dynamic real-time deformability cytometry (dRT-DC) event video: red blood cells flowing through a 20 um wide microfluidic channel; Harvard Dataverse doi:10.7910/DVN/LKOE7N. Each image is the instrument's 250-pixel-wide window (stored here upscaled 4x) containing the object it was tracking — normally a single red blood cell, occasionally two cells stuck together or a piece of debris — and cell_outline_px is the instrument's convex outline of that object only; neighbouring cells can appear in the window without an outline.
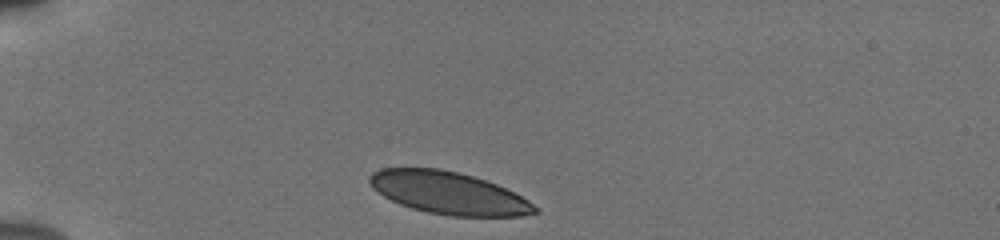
{"species": "human", "species_latin": "Homo sapiens", "temperature_condition": "cold", "stored_images_in_passage": 34, "camera_frame_rate_fps": 3000, "um_per_image_px": 0.085, "donor": {"sex": "male"}, "frame": {"image": 1, "passage_image": 1, "time_ms": 0.0, "image_size_px": [1000, 240], "cell_outline_px": [[540, 212], [520, 216], [452, 216], [428, 212], [412, 208], [400, 204], [384, 196], [372, 188], [368, 180], [368, 176], [372, 172], [380, 168], [440, 168], [472, 176], [496, 184], [528, 200], [540, 208]], "centroid_in_image_um": [38.11, 16.4], "position_along_channel_um": 46.9, "area_um2": 40.63}}
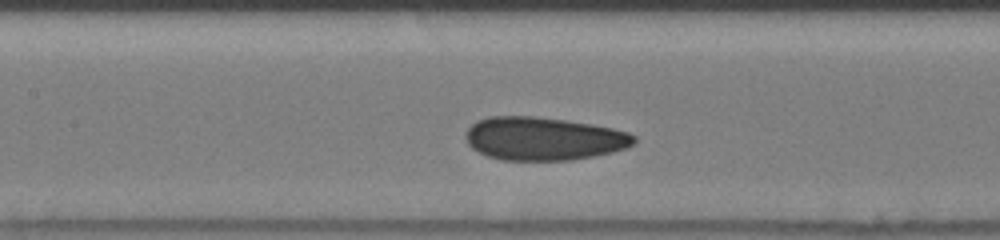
{"frame": {"image": 2, "passage_image": 13, "time_ms": 4.0, "image_size_px": [1000, 240], "cell_outline_px": [[636, 140], [632, 144], [624, 148], [612, 152], [572, 160], [500, 160], [488, 156], [472, 148], [468, 144], [464, 136], [464, 132], [476, 120], [488, 116], [532, 116], [564, 120], [592, 124], [612, 128], [628, 132], [636, 136]], "centroid_in_image_um": [46.16, 11.78], "position_along_channel_um": 161.2, "area_um2": 42.43}}
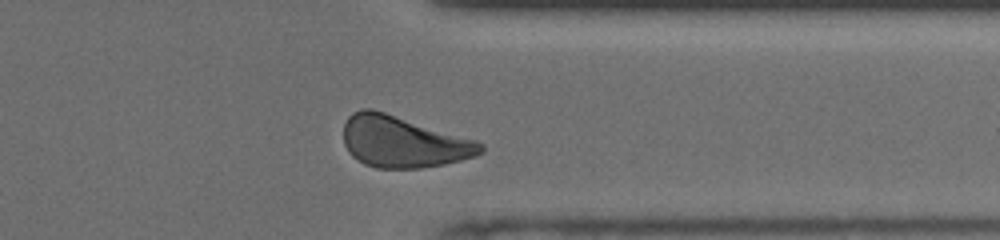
{"frame": {"image": 3, "passage_image": 30, "time_ms": 9.667, "image_size_px": [1000, 240], "cell_outline_px": [[484, 152], [476, 156], [444, 164], [420, 168], [376, 168], [364, 164], [356, 160], [348, 152], [344, 144], [344, 124], [348, 116], [352, 112], [364, 108], [372, 108], [476, 140], [484, 144]], "centroid_in_image_um": [34.25, 12.05], "position_along_channel_um": 377.1, "area_um2": 41.21}, "authors_computed_cell_mechanics": {"area_um2": 41.4426, "velocity_mm_per_s": 3.82, "shape_relaxation_time_tau1_ms": 5.5193, "shape_relaxation_time_tau2_ms": 1.1707, "deformation_change_tau1": 0.1073, "deformation_change_tau2": 0.06}}